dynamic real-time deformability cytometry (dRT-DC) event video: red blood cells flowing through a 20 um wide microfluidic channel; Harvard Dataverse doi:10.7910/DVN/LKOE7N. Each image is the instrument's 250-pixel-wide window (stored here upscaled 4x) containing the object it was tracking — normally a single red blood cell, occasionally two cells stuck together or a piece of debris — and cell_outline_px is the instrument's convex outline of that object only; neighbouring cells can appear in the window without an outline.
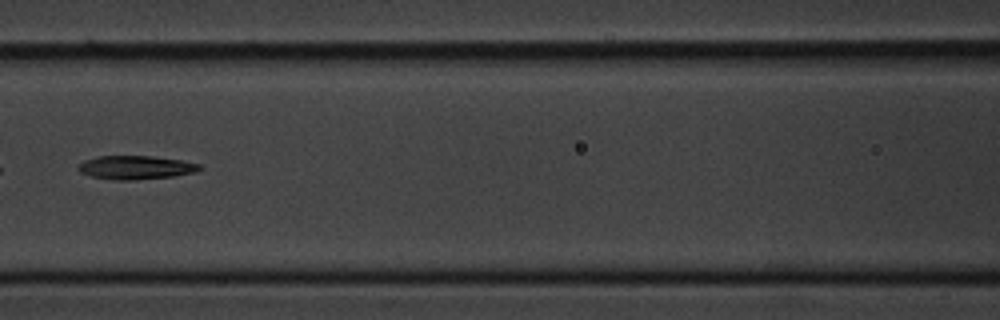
{"species": "common noctule bat (a hibernating species)", "species_latin": "Nyctalus noctula", "temperature_condition": "cold", "stored_images_in_passage": 3, "camera_frame_rate_fps": 3000, "um_per_image_px": 0.085, "animal": {"sex": "male", "body_mass_g": 20.1, "forearm_length_mm": 53.5}, "frame": {"image": 1, "passage_image": 3, "time_ms": 2.333, "image_size_px": [1000, 320], "cell_outline_px": [[204, 168], [196, 172], [172, 176], [128, 180], [116, 180], [92, 176], [80, 172], [76, 168], [84, 160], [96, 156], [152, 156], [180, 160], [200, 164]], "centroid_in_image_um": [11.54, 14.22], "position_along_channel_um": 155.1, "area_um2": 16.59}}